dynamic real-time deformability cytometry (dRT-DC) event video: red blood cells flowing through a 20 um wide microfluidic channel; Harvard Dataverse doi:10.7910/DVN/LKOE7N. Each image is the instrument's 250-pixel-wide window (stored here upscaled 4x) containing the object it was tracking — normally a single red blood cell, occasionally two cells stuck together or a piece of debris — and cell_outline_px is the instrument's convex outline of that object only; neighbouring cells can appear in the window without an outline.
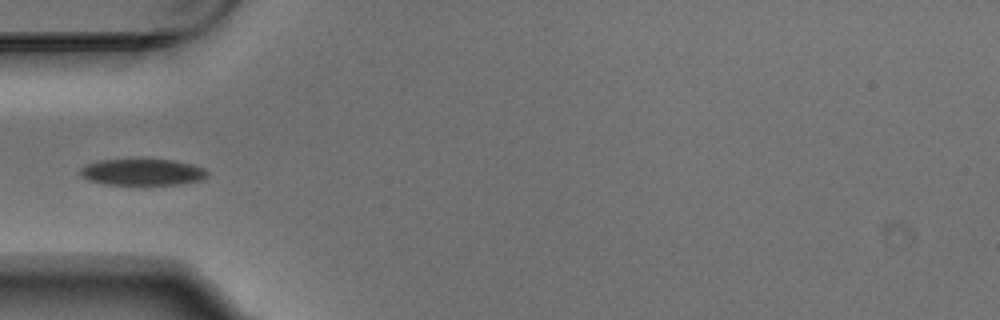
{"species": "Egyptian fruit bat (a non-hibernating species)", "species_latin": "Rousettus aegyptiacus", "temperature_condition": "warm", "stored_images_in_passage": 4, "camera_frame_rate_fps": 3000, "um_per_image_px": 0.085, "animal": {"sex": "male"}, "frame": {"image": 1, "passage_image": 4, "time_ms": 1.0, "image_size_px": [1000, 320], "cell_outline_px": [[208, 176], [204, 180], [180, 184], [144, 188], [104, 184], [88, 180], [80, 176], [80, 168], [84, 164], [100, 160], [176, 160], [192, 164], [204, 168], [208, 172]], "centroid_in_image_um": [12.12, 14.69], "position_along_channel_um": 72.9, "area_um2": 20.75}}